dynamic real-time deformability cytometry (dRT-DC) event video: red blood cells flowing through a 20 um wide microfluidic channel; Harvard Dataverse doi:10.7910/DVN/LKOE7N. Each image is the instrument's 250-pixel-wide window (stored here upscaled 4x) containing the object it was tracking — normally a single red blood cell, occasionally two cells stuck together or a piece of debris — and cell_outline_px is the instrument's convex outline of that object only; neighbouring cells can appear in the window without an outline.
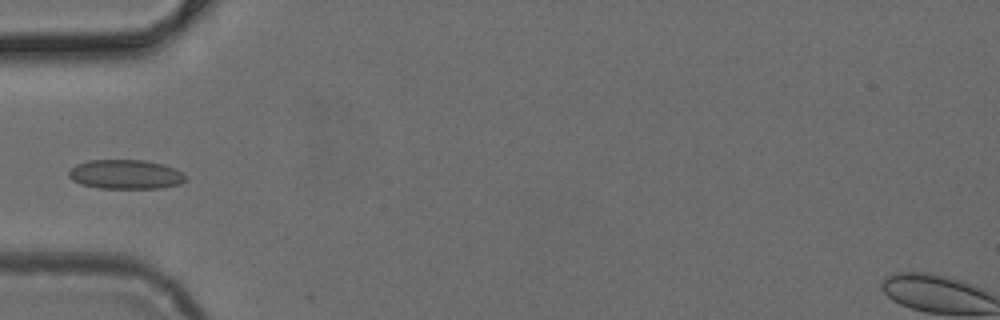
{"species": "common noctule bat (a hibernating species)", "species_latin": "Nyctalus noctula", "temperature_condition": "cold", "stored_images_in_passage": 12, "camera_frame_rate_fps": 3000, "um_per_image_px": 0.085, "animal": {"sex": "female", "body_mass_g": 24.6, "forearm_length_mm": 56.2}, "frame": {"image": 1, "passage_image": 1, "time_ms": 0.0, "image_size_px": [1000, 320], "cell_outline_px": [[188, 180], [180, 184], [160, 188], [100, 188], [80, 184], [72, 180], [68, 176], [68, 172], [76, 164], [88, 160], [144, 160], [164, 164], [188, 176]], "centroid_in_image_um": [10.68, 14.82], "position_along_channel_um": 74.3, "area_um2": 20.06}}
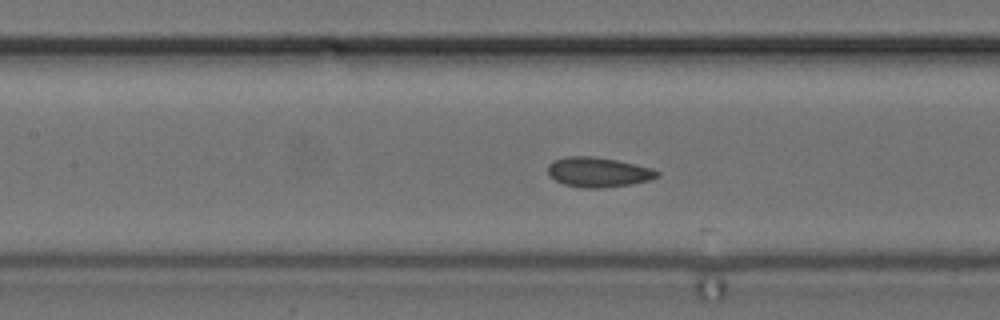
{"frame": {"image": 2, "passage_image": 7, "time_ms": 2.0, "image_size_px": [1000, 320], "cell_outline_px": [[660, 176], [648, 180], [632, 184], [600, 188], [580, 188], [564, 184], [548, 176], [548, 164], [552, 160], [568, 156], [592, 156], [616, 160], [636, 164], [652, 168], [660, 172]], "centroid_in_image_um": [50.83, 14.63], "position_along_channel_um": 156.6, "area_um2": 19.13}}
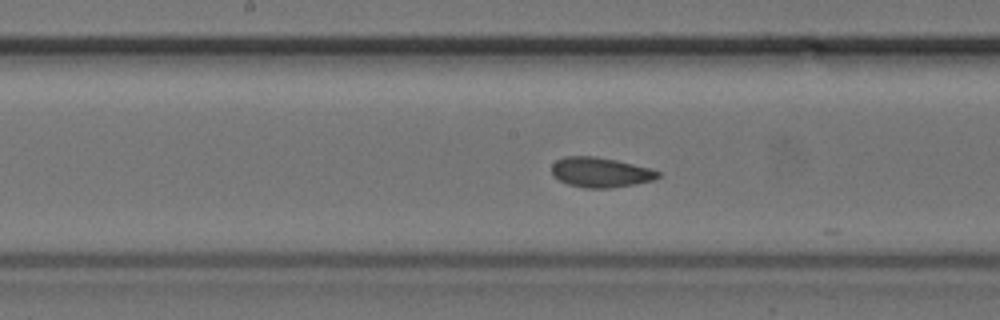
{"frame": {"image": 3, "passage_image": 10, "time_ms": 3.0, "image_size_px": [1000, 320], "cell_outline_px": [[660, 176], [652, 180], [612, 188], [584, 188], [568, 184], [552, 176], [552, 164], [556, 160], [564, 156], [596, 156], [616, 160], [648, 168], [660, 172]], "centroid_in_image_um": [50.99, 14.64], "position_along_channel_um": 197.2, "area_um2": 18.44}}